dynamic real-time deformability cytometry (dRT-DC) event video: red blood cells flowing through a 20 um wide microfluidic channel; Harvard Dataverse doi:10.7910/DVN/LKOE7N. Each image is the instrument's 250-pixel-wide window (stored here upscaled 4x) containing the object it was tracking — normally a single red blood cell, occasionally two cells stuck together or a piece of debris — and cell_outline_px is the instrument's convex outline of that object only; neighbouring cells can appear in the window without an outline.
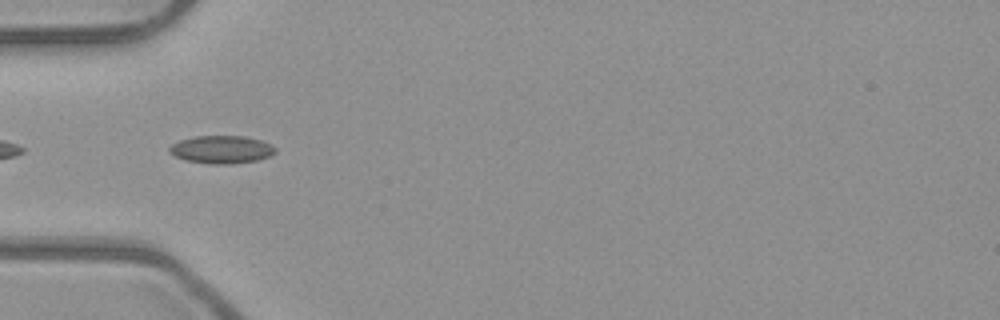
{"species": "common noctule bat (a hibernating species)", "species_latin": "Nyctalus noctula", "temperature_condition": "room temperature", "stored_images_in_passage": 5, "camera_frame_rate_fps": 3000, "um_per_image_px": 0.085, "animal": {"sex": "male", "body_mass_g": 23.1, "forearm_length_mm": 52.7}, "frame": {"image": 1, "passage_image": 2, "time_ms": 0.333, "image_size_px": [1000, 320], "cell_outline_px": [[276, 152], [272, 156], [256, 160], [228, 164], [212, 164], [184, 160], [168, 152], [168, 148], [172, 144], [180, 140], [196, 136], [244, 136], [260, 140], [272, 144], [276, 148]], "centroid_in_image_um": [18.84, 12.71], "position_along_channel_um": 66.2, "area_um2": 17.22}}